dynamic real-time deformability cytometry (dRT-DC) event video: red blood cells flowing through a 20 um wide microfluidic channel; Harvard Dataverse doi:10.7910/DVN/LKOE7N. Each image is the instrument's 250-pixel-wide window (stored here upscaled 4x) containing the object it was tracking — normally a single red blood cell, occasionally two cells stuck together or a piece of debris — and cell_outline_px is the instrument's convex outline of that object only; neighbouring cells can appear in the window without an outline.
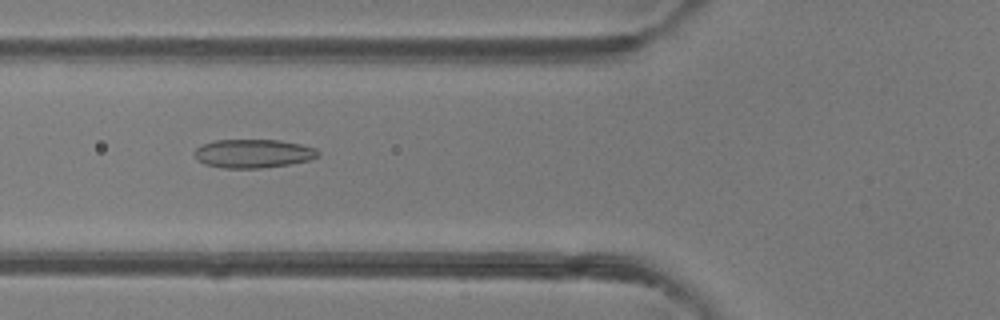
{"species": "common noctule bat (a hibernating species)", "species_latin": "Nyctalus noctula", "temperature_condition": "room temperature", "stored_images_in_passage": 37, "camera_frame_rate_fps": 3000, "um_per_image_px": 0.085, "animal": {"sex": "female"}, "frame": {"image": 1, "passage_image": 7, "time_ms": 2.0, "image_size_px": [1000, 320], "cell_outline_px": [[320, 156], [308, 160], [288, 164], [260, 168], [224, 168], [204, 164], [196, 160], [192, 152], [200, 144], [216, 140], [280, 140], [300, 144], [316, 148], [320, 152]], "centroid_in_image_um": [21.48, 13.04], "position_along_channel_um": 104.3, "area_um2": 20.81}}
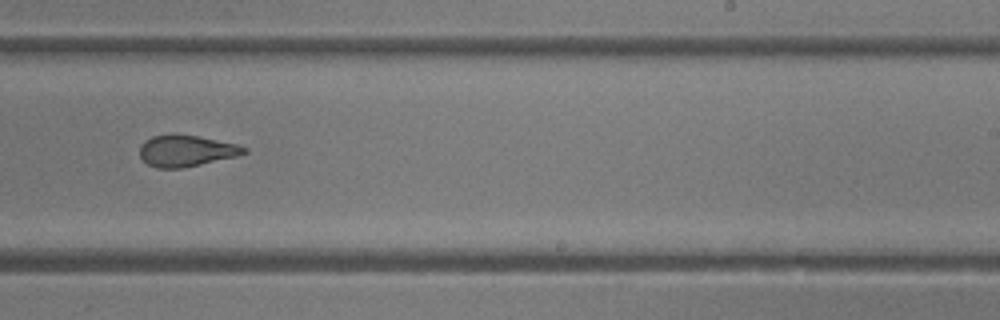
{"frame": {"image": 2, "passage_image": 19, "time_ms": 6.0, "image_size_px": [1000, 320], "cell_outline_px": [[248, 152], [236, 156], [184, 168], [156, 168], [148, 164], [140, 156], [140, 144], [144, 140], [152, 136], [172, 132], [196, 136], [236, 144], [248, 148]], "centroid_in_image_um": [15.79, 12.8], "position_along_channel_um": 273.2, "area_um2": 19.25}}
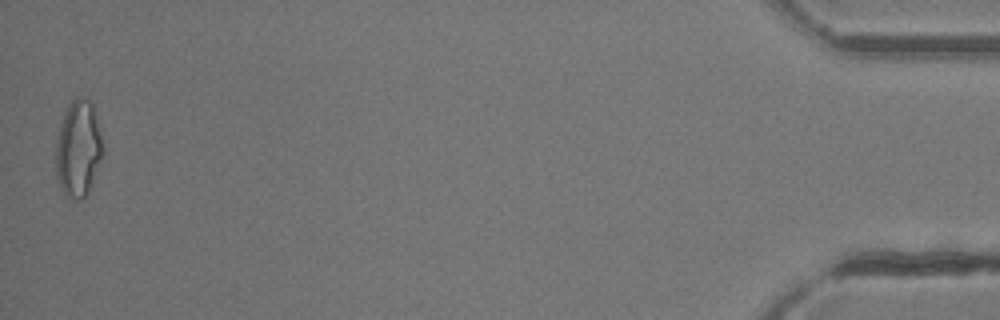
{"frame": {"image": 3, "passage_image": 37, "time_ms": 12.0, "image_size_px": [1000, 320], "cell_outline_px": [[104, 152], [88, 192], [80, 200], [76, 200], [64, 196], [60, 188], [56, 176], [56, 140], [60, 124], [64, 112], [68, 104], [76, 96], [80, 96], [88, 100], [92, 104], [96, 116], [104, 148]], "centroid_in_image_um": [6.64, 12.64], "position_along_channel_um": 428.6, "area_um2": 26.65}, "authors_computed_cell_mechanics": {"area_um2": 20.4034, "velocity_mm_per_s": 4.222, "shape_relaxation_time_tau1_ms": 8.2901, "shape_relaxation_time_tau2_ms": 1.6341, "deformation_change_tau1": 0.2164, "deformation_change_tau2": 0.0889}}